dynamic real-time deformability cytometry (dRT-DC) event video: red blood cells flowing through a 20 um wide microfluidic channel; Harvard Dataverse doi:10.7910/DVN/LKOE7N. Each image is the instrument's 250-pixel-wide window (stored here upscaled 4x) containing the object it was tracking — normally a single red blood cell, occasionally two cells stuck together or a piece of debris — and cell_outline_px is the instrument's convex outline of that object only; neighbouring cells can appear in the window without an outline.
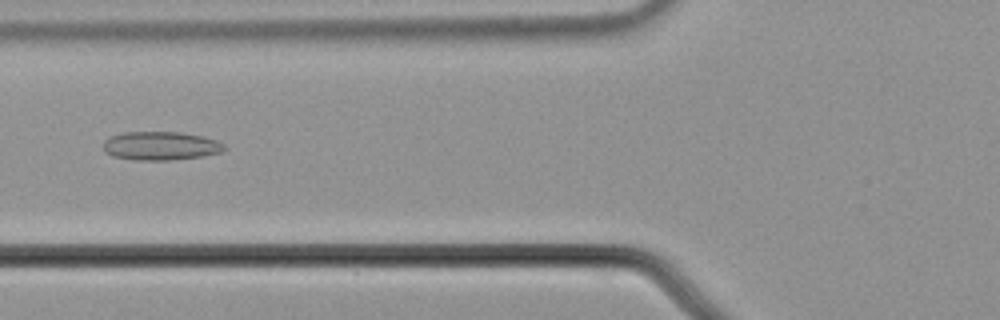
{"species": "common noctule bat (a hibernating species)", "species_latin": "Nyctalus noctula", "temperature_condition": "cold", "stored_images_in_passage": 51, "camera_frame_rate_fps": 3000, "um_per_image_px": 0.085, "animal": {"sex": "male", "body_mass_g": 21.5, "forearm_length_mm": 52.0}, "frame": {"image": 1, "passage_image": 17, "time_ms": 5.333, "image_size_px": [1000, 320], "cell_outline_px": [[228, 148], [224, 152], [204, 156], [168, 160], [132, 160], [112, 156], [104, 152], [104, 140], [112, 136], [124, 132], [180, 132], [204, 136], [216, 140], [224, 144]], "centroid_in_image_um": [13.69, 12.4], "position_along_channel_um": 112.1, "area_um2": 20.4}}
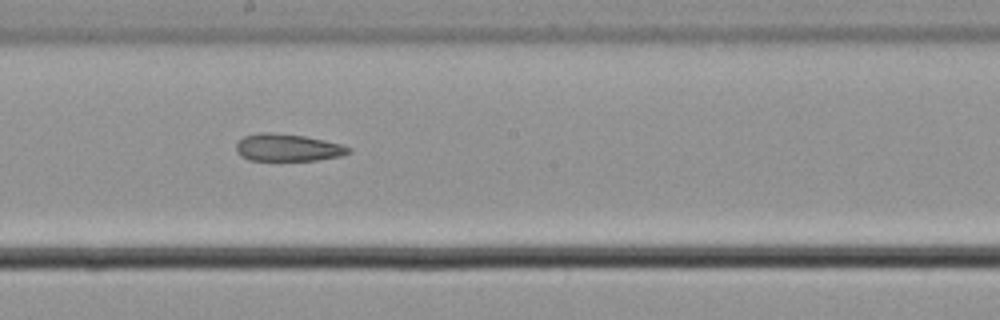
{"frame": {"image": 2, "passage_image": 26, "time_ms": 8.333, "image_size_px": [1000, 320], "cell_outline_px": [[352, 152], [340, 156], [316, 160], [248, 160], [240, 156], [236, 152], [236, 144], [244, 136], [260, 132], [268, 132], [304, 136], [324, 140], [340, 144], [352, 148]], "centroid_in_image_um": [24.44, 12.55], "position_along_channel_um": 223.8, "area_um2": 17.86}}
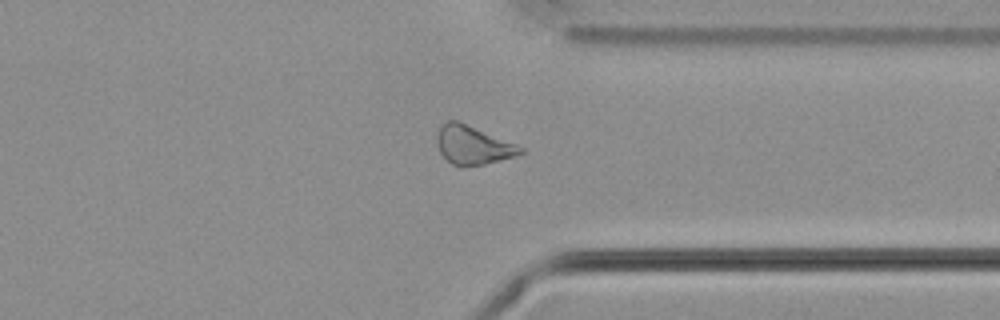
{"frame": {"image": 3, "passage_image": 38, "time_ms": 12.333, "image_size_px": [1000, 320], "cell_outline_px": [[524, 152], [516, 156], [484, 164], [464, 168], [460, 168], [452, 164], [440, 152], [436, 140], [436, 136], [440, 124], [448, 120], [460, 120], [516, 144], [524, 148]], "centroid_in_image_um": [40.17, 12.32], "position_along_channel_um": 371.2, "area_um2": 19.19}, "authors_computed_cell_mechanics": {"area_um2": 20.4034, "velocity_mm_per_s": 3.7144, "shape_relaxation_time_tau1_ms": null, "shape_relaxation_time_tau2_ms": 6.1045, "deformation_change_tau1": null, "deformation_change_tau2": 0.159}}